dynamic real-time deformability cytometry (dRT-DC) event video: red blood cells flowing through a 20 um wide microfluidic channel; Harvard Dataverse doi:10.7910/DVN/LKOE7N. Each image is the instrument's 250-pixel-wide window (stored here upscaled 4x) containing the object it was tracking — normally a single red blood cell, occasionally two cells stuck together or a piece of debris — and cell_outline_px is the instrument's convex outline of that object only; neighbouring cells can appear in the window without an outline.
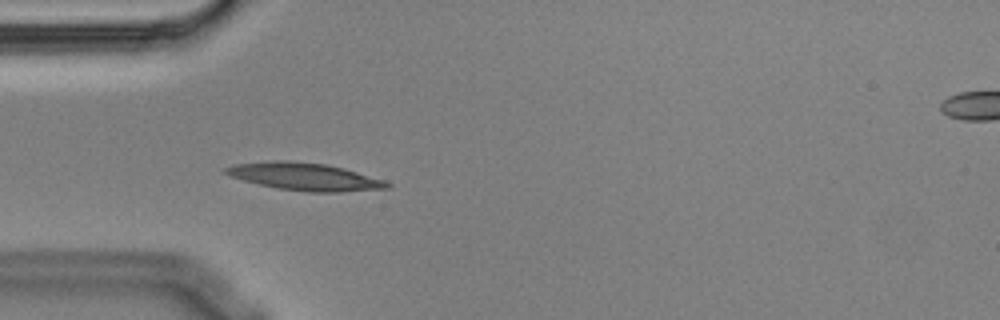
{"species": "Egyptian fruit bat (a non-hibernating species)", "species_latin": "Rousettus aegyptiacus", "temperature_condition": "cold", "stored_images_in_passage": 4, "segment_of_instrument_passage": [1, 2], "camera_frame_rate_fps": 3000, "um_per_image_px": 0.085, "animal": {"sex": "male"}, "frame": {"image": 1, "passage_image": 3, "time_ms": 0.667, "image_size_px": [1000, 320], "cell_outline_px": [[392, 188], [340, 192], [308, 192], [276, 188], [244, 180], [232, 176], [224, 172], [224, 168], [232, 164], [276, 160], [288, 160], [324, 164], [344, 168], [384, 180], [392, 184]], "centroid_in_image_um": [25.93, 15.01], "position_along_channel_um": 59.1, "area_um2": 25.84}}